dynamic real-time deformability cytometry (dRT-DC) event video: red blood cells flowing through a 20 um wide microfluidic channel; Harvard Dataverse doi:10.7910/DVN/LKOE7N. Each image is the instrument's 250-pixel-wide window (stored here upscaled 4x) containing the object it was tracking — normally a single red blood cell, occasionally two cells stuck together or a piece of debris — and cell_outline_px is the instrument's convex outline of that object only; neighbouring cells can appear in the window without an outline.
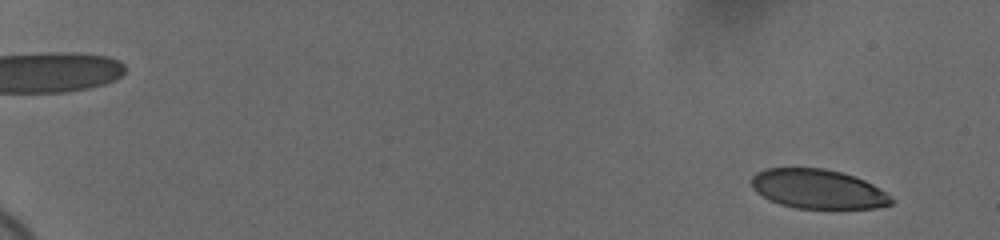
{"species": "human", "species_latin": "Homo sapiens", "temperature_condition": "cold", "stored_images_in_passage": 59, "camera_frame_rate_fps": 3000, "um_per_image_px": 0.085, "donor": {"sex": "female"}, "frame": {"image": 1, "passage_image": 4, "time_ms": 1.0, "image_size_px": [1000, 240], "cell_outline_px": [[896, 200], [892, 204], [876, 208], [796, 208], [780, 204], [756, 192], [752, 188], [752, 176], [756, 172], [764, 168], [824, 168], [856, 176], [880, 188], [892, 196]], "centroid_in_image_um": [69.56, 16.06], "position_along_channel_um": 15.4, "area_um2": 32.14}}
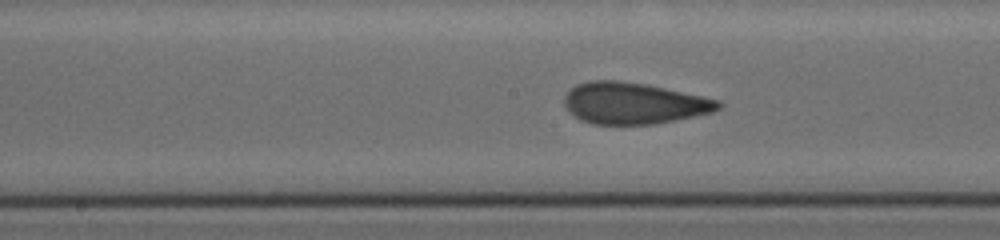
{"frame": {"image": 2, "passage_image": 34, "time_ms": 11.0, "image_size_px": [1000, 240], "cell_outline_px": [[724, 104], [720, 108], [712, 112], [676, 120], [656, 124], [592, 124], [580, 120], [564, 104], [564, 96], [576, 84], [588, 80], [616, 80], [648, 84], [720, 100]], "centroid_in_image_um": [53.89, 8.77], "position_along_channel_um": 194.3, "area_um2": 37.22}}
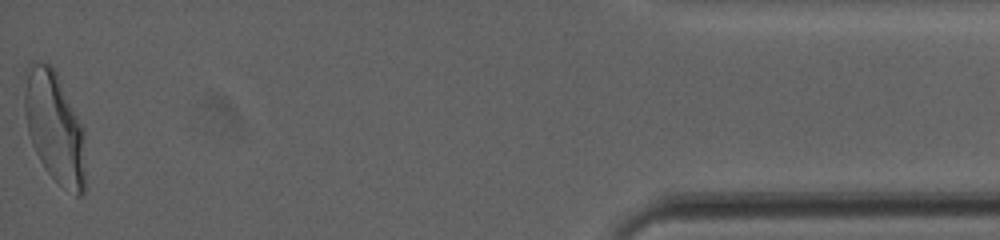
{"frame": {"image": 3, "passage_image": 59, "time_ms": 19.333, "image_size_px": [1000, 240], "cell_outline_px": [[84, 192], [80, 196], [76, 196], [60, 184], [44, 168], [32, 144], [28, 132], [24, 112], [24, 96], [28, 72], [32, 60], [36, 60], [48, 64], [56, 72], [84, 128]], "centroid_in_image_um": [4.65, 10.83], "position_along_channel_um": 430.6, "area_um2": 39.02}, "authors_computed_cell_mechanics": {"area_um2": 36.5296, "velocity_mm_per_s": 3.6654, "shape_relaxation_time_tau1_ms": 6.9677, "shape_relaxation_time_tau2_ms": 0.9545, "deformation_change_tau1": 0.2027, "deformation_change_tau2": 0.0639}}